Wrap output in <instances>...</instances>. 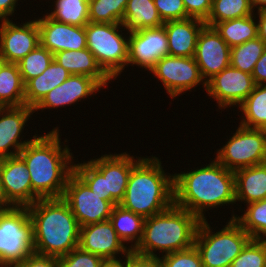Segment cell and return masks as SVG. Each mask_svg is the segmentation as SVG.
I'll list each match as a JSON object with an SVG mask.
<instances>
[{
	"mask_svg": "<svg viewBox=\"0 0 266 267\" xmlns=\"http://www.w3.org/2000/svg\"><path fill=\"white\" fill-rule=\"evenodd\" d=\"M59 137L57 127L45 135H33V140L19 152L27 165L32 191L39 199L63 197L73 172V154L67 145H60Z\"/></svg>",
	"mask_w": 266,
	"mask_h": 267,
	"instance_id": "6da1fadb",
	"label": "cell"
},
{
	"mask_svg": "<svg viewBox=\"0 0 266 267\" xmlns=\"http://www.w3.org/2000/svg\"><path fill=\"white\" fill-rule=\"evenodd\" d=\"M236 204L234 172L216 159L200 169L174 174V204L204 220V211Z\"/></svg>",
	"mask_w": 266,
	"mask_h": 267,
	"instance_id": "7a4b0ae2",
	"label": "cell"
},
{
	"mask_svg": "<svg viewBox=\"0 0 266 267\" xmlns=\"http://www.w3.org/2000/svg\"><path fill=\"white\" fill-rule=\"evenodd\" d=\"M27 210L33 224V253L58 258L79 247L81 226L62 197L39 199Z\"/></svg>",
	"mask_w": 266,
	"mask_h": 267,
	"instance_id": "3957f363",
	"label": "cell"
},
{
	"mask_svg": "<svg viewBox=\"0 0 266 267\" xmlns=\"http://www.w3.org/2000/svg\"><path fill=\"white\" fill-rule=\"evenodd\" d=\"M174 204V175L166 174L158 157L141 158L132 168L123 208L144 218L160 213Z\"/></svg>",
	"mask_w": 266,
	"mask_h": 267,
	"instance_id": "277c9868",
	"label": "cell"
},
{
	"mask_svg": "<svg viewBox=\"0 0 266 267\" xmlns=\"http://www.w3.org/2000/svg\"><path fill=\"white\" fill-rule=\"evenodd\" d=\"M200 221L195 214L173 204L166 210L145 218L141 241L133 252L142 256L159 257L154 251L169 254L190 248L194 245Z\"/></svg>",
	"mask_w": 266,
	"mask_h": 267,
	"instance_id": "5b68a950",
	"label": "cell"
},
{
	"mask_svg": "<svg viewBox=\"0 0 266 267\" xmlns=\"http://www.w3.org/2000/svg\"><path fill=\"white\" fill-rule=\"evenodd\" d=\"M141 158L135 160L126 152L105 154L87 163L74 164L73 171L93 193L115 206L123 200L131 170Z\"/></svg>",
	"mask_w": 266,
	"mask_h": 267,
	"instance_id": "8992f818",
	"label": "cell"
},
{
	"mask_svg": "<svg viewBox=\"0 0 266 267\" xmlns=\"http://www.w3.org/2000/svg\"><path fill=\"white\" fill-rule=\"evenodd\" d=\"M227 223L213 233L206 219L200 221L194 246L199 251L203 267H230L252 239L235 219L230 218Z\"/></svg>",
	"mask_w": 266,
	"mask_h": 267,
	"instance_id": "52a82bcc",
	"label": "cell"
},
{
	"mask_svg": "<svg viewBox=\"0 0 266 267\" xmlns=\"http://www.w3.org/2000/svg\"><path fill=\"white\" fill-rule=\"evenodd\" d=\"M122 23H92L85 25L87 49L101 68L113 79L128 66V37H123Z\"/></svg>",
	"mask_w": 266,
	"mask_h": 267,
	"instance_id": "ba28073f",
	"label": "cell"
},
{
	"mask_svg": "<svg viewBox=\"0 0 266 267\" xmlns=\"http://www.w3.org/2000/svg\"><path fill=\"white\" fill-rule=\"evenodd\" d=\"M33 253V224L27 207L0 208V267H11Z\"/></svg>",
	"mask_w": 266,
	"mask_h": 267,
	"instance_id": "9c48e42d",
	"label": "cell"
},
{
	"mask_svg": "<svg viewBox=\"0 0 266 267\" xmlns=\"http://www.w3.org/2000/svg\"><path fill=\"white\" fill-rule=\"evenodd\" d=\"M216 160L230 171L266 163V130L239 124L227 144L217 150Z\"/></svg>",
	"mask_w": 266,
	"mask_h": 267,
	"instance_id": "30bf717a",
	"label": "cell"
},
{
	"mask_svg": "<svg viewBox=\"0 0 266 267\" xmlns=\"http://www.w3.org/2000/svg\"><path fill=\"white\" fill-rule=\"evenodd\" d=\"M80 226L110 219L114 205L93 193L87 184L73 171L67 180L62 197Z\"/></svg>",
	"mask_w": 266,
	"mask_h": 267,
	"instance_id": "8fae6325",
	"label": "cell"
},
{
	"mask_svg": "<svg viewBox=\"0 0 266 267\" xmlns=\"http://www.w3.org/2000/svg\"><path fill=\"white\" fill-rule=\"evenodd\" d=\"M164 85L170 97L175 98L185 91H191L200 83L206 89L199 66L194 57H176L166 55L149 70Z\"/></svg>",
	"mask_w": 266,
	"mask_h": 267,
	"instance_id": "7c38bea8",
	"label": "cell"
},
{
	"mask_svg": "<svg viewBox=\"0 0 266 267\" xmlns=\"http://www.w3.org/2000/svg\"><path fill=\"white\" fill-rule=\"evenodd\" d=\"M5 207H28L39 198L33 193L27 165L20 155L0 159Z\"/></svg>",
	"mask_w": 266,
	"mask_h": 267,
	"instance_id": "4fadbf2b",
	"label": "cell"
},
{
	"mask_svg": "<svg viewBox=\"0 0 266 267\" xmlns=\"http://www.w3.org/2000/svg\"><path fill=\"white\" fill-rule=\"evenodd\" d=\"M254 87L255 83L251 74L231 65L206 82L207 95L217 101L220 110L228 106L240 105Z\"/></svg>",
	"mask_w": 266,
	"mask_h": 267,
	"instance_id": "5bb4252c",
	"label": "cell"
},
{
	"mask_svg": "<svg viewBox=\"0 0 266 267\" xmlns=\"http://www.w3.org/2000/svg\"><path fill=\"white\" fill-rule=\"evenodd\" d=\"M79 247L92 254H96L111 267L121 259L118 254L126 255L131 251L119 239L110 220L92 223L80 228Z\"/></svg>",
	"mask_w": 266,
	"mask_h": 267,
	"instance_id": "9a60e30c",
	"label": "cell"
},
{
	"mask_svg": "<svg viewBox=\"0 0 266 267\" xmlns=\"http://www.w3.org/2000/svg\"><path fill=\"white\" fill-rule=\"evenodd\" d=\"M128 65L150 70L157 61L168 55V38L164 26L129 32Z\"/></svg>",
	"mask_w": 266,
	"mask_h": 267,
	"instance_id": "2e32d148",
	"label": "cell"
},
{
	"mask_svg": "<svg viewBox=\"0 0 266 267\" xmlns=\"http://www.w3.org/2000/svg\"><path fill=\"white\" fill-rule=\"evenodd\" d=\"M230 54L231 48L215 28L205 25L198 35L194 59L206 82L230 66Z\"/></svg>",
	"mask_w": 266,
	"mask_h": 267,
	"instance_id": "e0dca14e",
	"label": "cell"
},
{
	"mask_svg": "<svg viewBox=\"0 0 266 267\" xmlns=\"http://www.w3.org/2000/svg\"><path fill=\"white\" fill-rule=\"evenodd\" d=\"M0 57L9 63L17 64L39 44L37 20L16 25L12 20H1Z\"/></svg>",
	"mask_w": 266,
	"mask_h": 267,
	"instance_id": "ac0fdd59",
	"label": "cell"
},
{
	"mask_svg": "<svg viewBox=\"0 0 266 267\" xmlns=\"http://www.w3.org/2000/svg\"><path fill=\"white\" fill-rule=\"evenodd\" d=\"M36 20L40 45L53 55L59 51L87 48L85 26L61 23L48 15Z\"/></svg>",
	"mask_w": 266,
	"mask_h": 267,
	"instance_id": "d6986e66",
	"label": "cell"
},
{
	"mask_svg": "<svg viewBox=\"0 0 266 267\" xmlns=\"http://www.w3.org/2000/svg\"><path fill=\"white\" fill-rule=\"evenodd\" d=\"M33 113V108L27 105L0 107V159L19 155V152L33 140L21 141V138L19 142L25 124ZM11 147L14 150L11 151Z\"/></svg>",
	"mask_w": 266,
	"mask_h": 267,
	"instance_id": "ffe728a7",
	"label": "cell"
},
{
	"mask_svg": "<svg viewBox=\"0 0 266 267\" xmlns=\"http://www.w3.org/2000/svg\"><path fill=\"white\" fill-rule=\"evenodd\" d=\"M205 25L204 21L196 18L164 22L168 38V55L194 57L198 35Z\"/></svg>",
	"mask_w": 266,
	"mask_h": 267,
	"instance_id": "44dd1931",
	"label": "cell"
},
{
	"mask_svg": "<svg viewBox=\"0 0 266 267\" xmlns=\"http://www.w3.org/2000/svg\"><path fill=\"white\" fill-rule=\"evenodd\" d=\"M54 59L71 75H84L106 87L112 78L101 68L94 55L87 49L59 51Z\"/></svg>",
	"mask_w": 266,
	"mask_h": 267,
	"instance_id": "7402d4cb",
	"label": "cell"
},
{
	"mask_svg": "<svg viewBox=\"0 0 266 267\" xmlns=\"http://www.w3.org/2000/svg\"><path fill=\"white\" fill-rule=\"evenodd\" d=\"M236 202L251 203L266 199V163L234 172Z\"/></svg>",
	"mask_w": 266,
	"mask_h": 267,
	"instance_id": "603a6c76",
	"label": "cell"
},
{
	"mask_svg": "<svg viewBox=\"0 0 266 267\" xmlns=\"http://www.w3.org/2000/svg\"><path fill=\"white\" fill-rule=\"evenodd\" d=\"M70 75L69 71L53 59L42 74L25 84V105L34 108L49 91L61 85Z\"/></svg>",
	"mask_w": 266,
	"mask_h": 267,
	"instance_id": "cb8c5ba5",
	"label": "cell"
},
{
	"mask_svg": "<svg viewBox=\"0 0 266 267\" xmlns=\"http://www.w3.org/2000/svg\"><path fill=\"white\" fill-rule=\"evenodd\" d=\"M163 24L154 0H128L122 20L124 30H128V33L140 29L157 28Z\"/></svg>",
	"mask_w": 266,
	"mask_h": 267,
	"instance_id": "d4e9b609",
	"label": "cell"
},
{
	"mask_svg": "<svg viewBox=\"0 0 266 267\" xmlns=\"http://www.w3.org/2000/svg\"><path fill=\"white\" fill-rule=\"evenodd\" d=\"M109 220L124 245L127 241L135 242L128 246L133 251L141 241L145 218L117 204L113 207Z\"/></svg>",
	"mask_w": 266,
	"mask_h": 267,
	"instance_id": "484cf974",
	"label": "cell"
},
{
	"mask_svg": "<svg viewBox=\"0 0 266 267\" xmlns=\"http://www.w3.org/2000/svg\"><path fill=\"white\" fill-rule=\"evenodd\" d=\"M25 105V84L18 64L5 62L0 68V107Z\"/></svg>",
	"mask_w": 266,
	"mask_h": 267,
	"instance_id": "4316f807",
	"label": "cell"
},
{
	"mask_svg": "<svg viewBox=\"0 0 266 267\" xmlns=\"http://www.w3.org/2000/svg\"><path fill=\"white\" fill-rule=\"evenodd\" d=\"M254 17V18H253ZM254 14L217 23L214 28L230 48L258 37Z\"/></svg>",
	"mask_w": 266,
	"mask_h": 267,
	"instance_id": "83f0119b",
	"label": "cell"
},
{
	"mask_svg": "<svg viewBox=\"0 0 266 267\" xmlns=\"http://www.w3.org/2000/svg\"><path fill=\"white\" fill-rule=\"evenodd\" d=\"M238 107L244 115L240 125L266 130V84L255 85L253 91Z\"/></svg>",
	"mask_w": 266,
	"mask_h": 267,
	"instance_id": "f1b7e54d",
	"label": "cell"
},
{
	"mask_svg": "<svg viewBox=\"0 0 266 267\" xmlns=\"http://www.w3.org/2000/svg\"><path fill=\"white\" fill-rule=\"evenodd\" d=\"M54 11L47 15L61 23L85 26L89 23V0H56Z\"/></svg>",
	"mask_w": 266,
	"mask_h": 267,
	"instance_id": "f546056e",
	"label": "cell"
},
{
	"mask_svg": "<svg viewBox=\"0 0 266 267\" xmlns=\"http://www.w3.org/2000/svg\"><path fill=\"white\" fill-rule=\"evenodd\" d=\"M242 216L232 215L252 239L266 241V199L246 204Z\"/></svg>",
	"mask_w": 266,
	"mask_h": 267,
	"instance_id": "4dcf8cb0",
	"label": "cell"
},
{
	"mask_svg": "<svg viewBox=\"0 0 266 267\" xmlns=\"http://www.w3.org/2000/svg\"><path fill=\"white\" fill-rule=\"evenodd\" d=\"M253 9L249 0H213L207 26L214 27L217 23L250 16Z\"/></svg>",
	"mask_w": 266,
	"mask_h": 267,
	"instance_id": "1f68e13d",
	"label": "cell"
},
{
	"mask_svg": "<svg viewBox=\"0 0 266 267\" xmlns=\"http://www.w3.org/2000/svg\"><path fill=\"white\" fill-rule=\"evenodd\" d=\"M266 48V44L257 37L231 48L230 65L243 72L252 74L256 62Z\"/></svg>",
	"mask_w": 266,
	"mask_h": 267,
	"instance_id": "d6a6232c",
	"label": "cell"
},
{
	"mask_svg": "<svg viewBox=\"0 0 266 267\" xmlns=\"http://www.w3.org/2000/svg\"><path fill=\"white\" fill-rule=\"evenodd\" d=\"M128 0H89V22L122 23Z\"/></svg>",
	"mask_w": 266,
	"mask_h": 267,
	"instance_id": "836d02e7",
	"label": "cell"
},
{
	"mask_svg": "<svg viewBox=\"0 0 266 267\" xmlns=\"http://www.w3.org/2000/svg\"><path fill=\"white\" fill-rule=\"evenodd\" d=\"M54 55L40 44L31 52H29L17 64L23 83L39 76L53 61Z\"/></svg>",
	"mask_w": 266,
	"mask_h": 267,
	"instance_id": "e575fe53",
	"label": "cell"
},
{
	"mask_svg": "<svg viewBox=\"0 0 266 267\" xmlns=\"http://www.w3.org/2000/svg\"><path fill=\"white\" fill-rule=\"evenodd\" d=\"M103 88L95 79L84 75H70L66 79L67 105L93 95Z\"/></svg>",
	"mask_w": 266,
	"mask_h": 267,
	"instance_id": "d590c367",
	"label": "cell"
},
{
	"mask_svg": "<svg viewBox=\"0 0 266 267\" xmlns=\"http://www.w3.org/2000/svg\"><path fill=\"white\" fill-rule=\"evenodd\" d=\"M230 267H266V241L251 239Z\"/></svg>",
	"mask_w": 266,
	"mask_h": 267,
	"instance_id": "8d00e7d4",
	"label": "cell"
},
{
	"mask_svg": "<svg viewBox=\"0 0 266 267\" xmlns=\"http://www.w3.org/2000/svg\"><path fill=\"white\" fill-rule=\"evenodd\" d=\"M58 267H111L101 257L77 247L68 254L58 257Z\"/></svg>",
	"mask_w": 266,
	"mask_h": 267,
	"instance_id": "74e56055",
	"label": "cell"
},
{
	"mask_svg": "<svg viewBox=\"0 0 266 267\" xmlns=\"http://www.w3.org/2000/svg\"><path fill=\"white\" fill-rule=\"evenodd\" d=\"M160 267H203L199 251L193 245L190 248L159 257Z\"/></svg>",
	"mask_w": 266,
	"mask_h": 267,
	"instance_id": "f35d334b",
	"label": "cell"
},
{
	"mask_svg": "<svg viewBox=\"0 0 266 267\" xmlns=\"http://www.w3.org/2000/svg\"><path fill=\"white\" fill-rule=\"evenodd\" d=\"M154 4L163 22L190 18L183 0H154Z\"/></svg>",
	"mask_w": 266,
	"mask_h": 267,
	"instance_id": "ab89813d",
	"label": "cell"
},
{
	"mask_svg": "<svg viewBox=\"0 0 266 267\" xmlns=\"http://www.w3.org/2000/svg\"><path fill=\"white\" fill-rule=\"evenodd\" d=\"M67 105L66 80L59 86L49 91L44 98L33 108V111L52 109Z\"/></svg>",
	"mask_w": 266,
	"mask_h": 267,
	"instance_id": "60d3db41",
	"label": "cell"
},
{
	"mask_svg": "<svg viewBox=\"0 0 266 267\" xmlns=\"http://www.w3.org/2000/svg\"><path fill=\"white\" fill-rule=\"evenodd\" d=\"M213 0H183L190 18L206 21L210 15Z\"/></svg>",
	"mask_w": 266,
	"mask_h": 267,
	"instance_id": "b9f144b4",
	"label": "cell"
},
{
	"mask_svg": "<svg viewBox=\"0 0 266 267\" xmlns=\"http://www.w3.org/2000/svg\"><path fill=\"white\" fill-rule=\"evenodd\" d=\"M125 261L122 259L113 267H160L159 257H148L130 251Z\"/></svg>",
	"mask_w": 266,
	"mask_h": 267,
	"instance_id": "7bdbcfd3",
	"label": "cell"
},
{
	"mask_svg": "<svg viewBox=\"0 0 266 267\" xmlns=\"http://www.w3.org/2000/svg\"><path fill=\"white\" fill-rule=\"evenodd\" d=\"M11 267H58V261L56 257L32 253L23 261L15 263Z\"/></svg>",
	"mask_w": 266,
	"mask_h": 267,
	"instance_id": "ee69618b",
	"label": "cell"
},
{
	"mask_svg": "<svg viewBox=\"0 0 266 267\" xmlns=\"http://www.w3.org/2000/svg\"><path fill=\"white\" fill-rule=\"evenodd\" d=\"M251 75L255 85L266 84V48L259 60L256 62Z\"/></svg>",
	"mask_w": 266,
	"mask_h": 267,
	"instance_id": "f6af8a7d",
	"label": "cell"
},
{
	"mask_svg": "<svg viewBox=\"0 0 266 267\" xmlns=\"http://www.w3.org/2000/svg\"><path fill=\"white\" fill-rule=\"evenodd\" d=\"M19 0H0V21L9 20L10 15L16 11V4Z\"/></svg>",
	"mask_w": 266,
	"mask_h": 267,
	"instance_id": "bcb514c9",
	"label": "cell"
},
{
	"mask_svg": "<svg viewBox=\"0 0 266 267\" xmlns=\"http://www.w3.org/2000/svg\"><path fill=\"white\" fill-rule=\"evenodd\" d=\"M257 11L259 15L257 21L258 37L266 44V8Z\"/></svg>",
	"mask_w": 266,
	"mask_h": 267,
	"instance_id": "7dc6e473",
	"label": "cell"
},
{
	"mask_svg": "<svg viewBox=\"0 0 266 267\" xmlns=\"http://www.w3.org/2000/svg\"><path fill=\"white\" fill-rule=\"evenodd\" d=\"M249 3L253 10L255 7L258 10L266 8V0H249Z\"/></svg>",
	"mask_w": 266,
	"mask_h": 267,
	"instance_id": "c3c4849f",
	"label": "cell"
},
{
	"mask_svg": "<svg viewBox=\"0 0 266 267\" xmlns=\"http://www.w3.org/2000/svg\"><path fill=\"white\" fill-rule=\"evenodd\" d=\"M0 208H4V193L1 186V175H0Z\"/></svg>",
	"mask_w": 266,
	"mask_h": 267,
	"instance_id": "681fc988",
	"label": "cell"
},
{
	"mask_svg": "<svg viewBox=\"0 0 266 267\" xmlns=\"http://www.w3.org/2000/svg\"><path fill=\"white\" fill-rule=\"evenodd\" d=\"M5 63V61L0 57V68Z\"/></svg>",
	"mask_w": 266,
	"mask_h": 267,
	"instance_id": "f907efd6",
	"label": "cell"
}]
</instances>
